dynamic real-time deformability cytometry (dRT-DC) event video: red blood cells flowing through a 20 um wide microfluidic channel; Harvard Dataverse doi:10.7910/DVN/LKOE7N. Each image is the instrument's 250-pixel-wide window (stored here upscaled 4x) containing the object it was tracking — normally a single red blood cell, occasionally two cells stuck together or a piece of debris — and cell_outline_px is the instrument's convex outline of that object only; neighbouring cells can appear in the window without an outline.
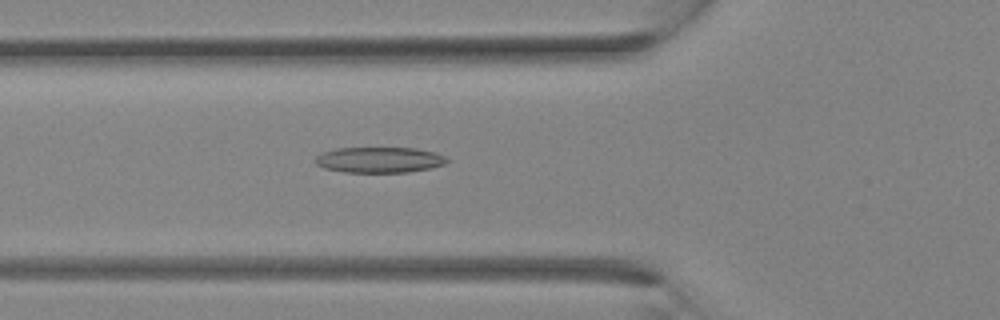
{"species": "Egyptian fruit bat (a non-hibernating species)", "species_latin": "Rousettus aegyptiacus", "temperature_condition": "room temperature", "stored_images_in_passage": 33, "camera_frame_rate_fps": 3000, "um_per_image_px": 0.085, "animal": {"sex": "female"}, "frame": {"image": 1, "passage_image": 12, "time_ms": 3.667, "image_size_px": [1000, 320], "cell_outline_px": [[448, 160], [444, 164], [428, 168], [408, 172], [344, 172], [324, 168], [316, 164], [316, 156], [324, 152], [336, 148], [416, 148], [436, 152], [444, 156]], "centroid_in_image_um": [32.24, 13.58], "position_along_channel_um": 93.6, "area_um2": 19.54}}
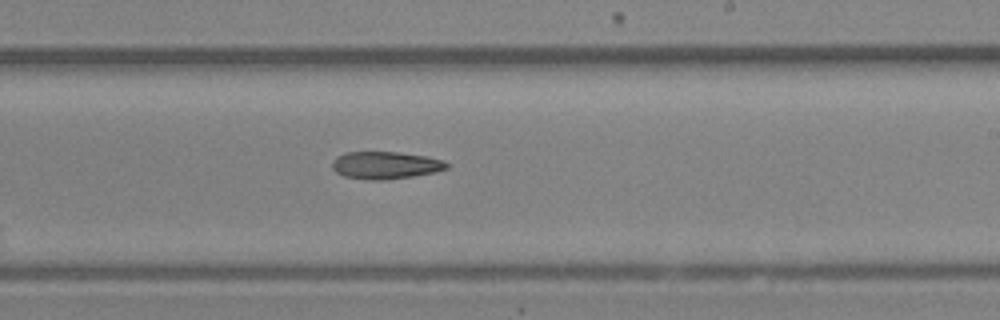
{"frame": {"image": 2, "passage_image": 20, "time_ms": 6.333, "image_size_px": [1000, 320], "cell_outline_px": [[452, 164], [448, 168], [436, 172], [388, 180], [368, 180], [344, 176], [336, 172], [332, 168], [332, 160], [336, 156], [344, 152], [400, 152], [428, 156], [444, 160]], "centroid_in_image_um": [32.79, 14.04], "position_along_channel_um": 256.2, "area_um2": 18.67}}
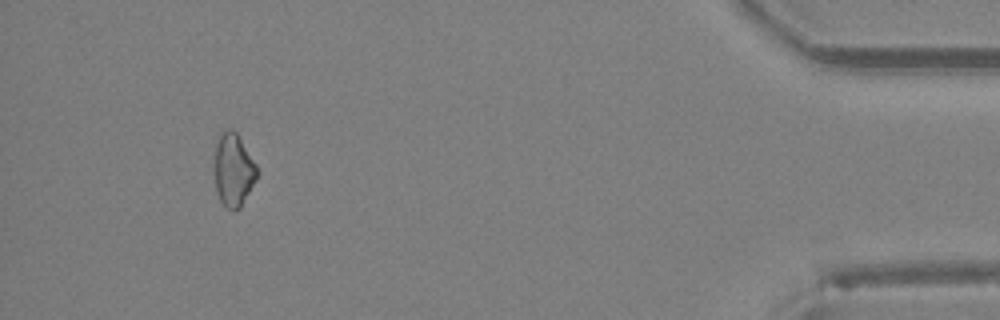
{"frame": {"image": 3, "passage_image": 31, "time_ms": 10.0, "image_size_px": [1000, 320], "cell_outline_px": [[260, 172], [256, 180], [240, 208], [228, 208], [220, 200], [216, 192], [212, 168], [216, 144], [220, 132], [224, 128], [232, 128], [236, 132], [256, 164]], "centroid_in_image_um": [19.81, 14.4], "position_along_channel_um": 415.4, "area_um2": 18.55}}